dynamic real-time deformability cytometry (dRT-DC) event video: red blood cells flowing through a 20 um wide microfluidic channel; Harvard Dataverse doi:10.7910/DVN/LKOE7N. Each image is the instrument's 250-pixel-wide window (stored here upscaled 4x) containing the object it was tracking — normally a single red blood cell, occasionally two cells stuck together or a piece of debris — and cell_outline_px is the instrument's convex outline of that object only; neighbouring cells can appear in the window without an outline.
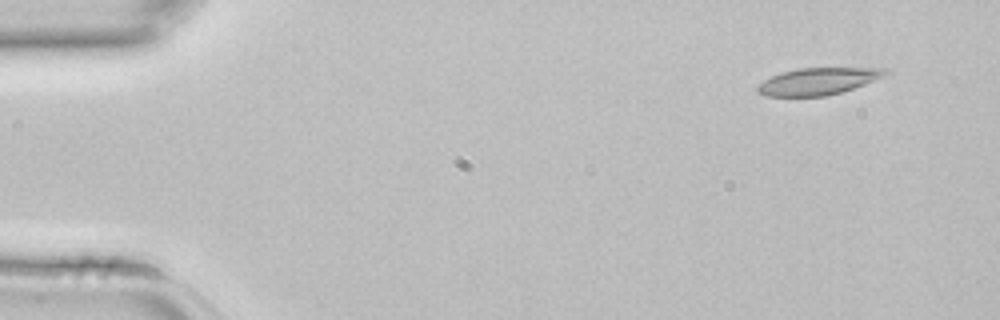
{"species": "common noctule bat (a hibernating species)", "species_latin": "Nyctalus noctula", "temperature_condition": "room temperature", "stored_images_in_passage": 3, "camera_frame_rate_fps": 3000, "um_per_image_px": 0.085, "animal": {"sex": "female", "body_mass_g": 22.7, "forearm_length_mm": 54.2}, "frame": {"image": 1, "passage_image": 1, "time_ms": 0.0, "image_size_px": [1000, 320], "cell_outline_px": [[892, 72], [884, 76], [864, 84], [840, 92], [824, 96], [764, 96], [756, 92], [756, 88], [764, 80], [780, 72], [800, 68], [888, 68]], "centroid_in_image_um": [69.53, 6.9], "position_along_channel_um": 15.5, "area_um2": 20.0}}
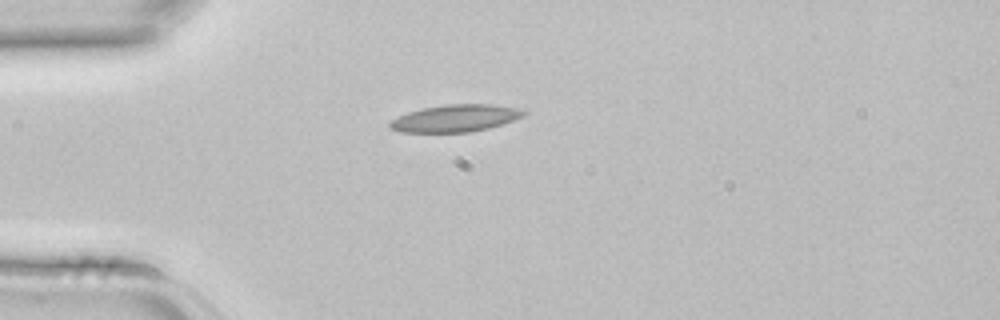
{"frame": {"image": 2, "passage_image": 3, "time_ms": 0.667, "image_size_px": [1000, 320], "cell_outline_px": [[528, 112], [524, 116], [488, 128], [472, 132], [400, 132], [392, 128], [388, 124], [392, 120], [408, 112], [420, 108], [444, 104], [492, 104], [520, 108]], "centroid_in_image_um": [38.73, 10.04], "position_along_channel_um": 46.3, "area_um2": 21.15}}